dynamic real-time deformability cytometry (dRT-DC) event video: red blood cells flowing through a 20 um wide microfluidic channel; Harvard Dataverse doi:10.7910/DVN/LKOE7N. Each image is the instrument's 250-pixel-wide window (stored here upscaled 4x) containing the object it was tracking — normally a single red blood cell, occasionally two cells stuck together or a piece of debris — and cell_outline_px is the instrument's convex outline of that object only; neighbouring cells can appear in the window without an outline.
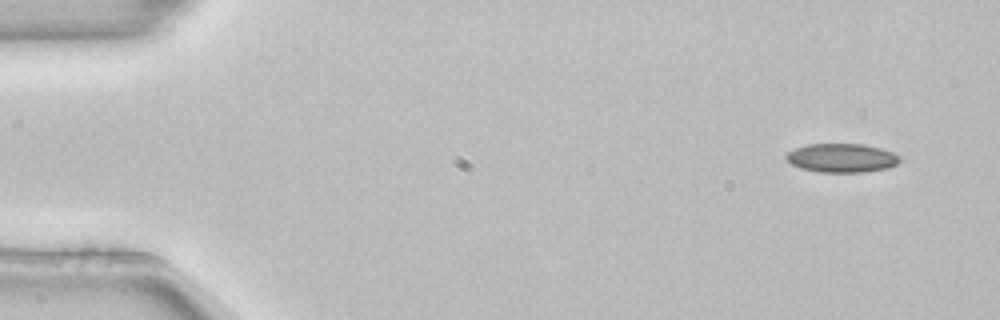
{"species": "common noctule bat (a hibernating species)", "species_latin": "Nyctalus noctula", "temperature_condition": "room temperature", "stored_images_in_passage": 5, "camera_frame_rate_fps": 3000, "um_per_image_px": 0.085, "animal": {"sex": "female", "body_mass_g": 22.7, "forearm_length_mm": 54.2}, "frame": {"image": 1, "passage_image": 1, "time_ms": 0.0, "image_size_px": [1000, 320], "cell_outline_px": [[904, 156], [896, 164], [884, 168], [864, 172], [820, 172], [800, 168], [792, 164], [784, 156], [788, 152], [796, 148], [808, 144], [864, 144], [880, 148]], "centroid_in_image_um": [71.56, 13.42], "position_along_channel_um": 13.4, "area_um2": 19.02}}
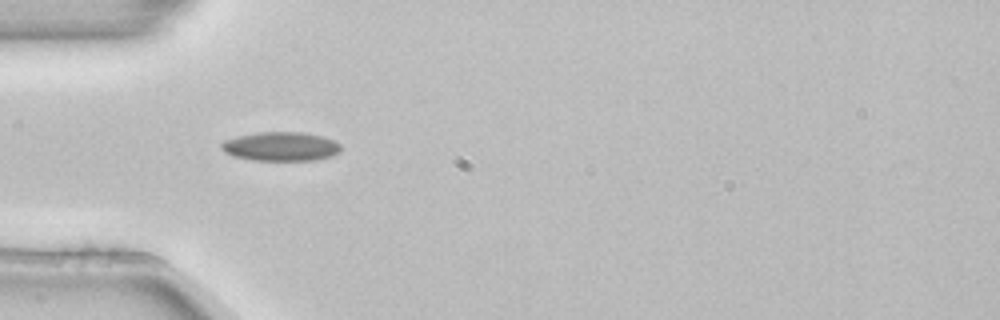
{"frame": {"image": 2, "passage_image": 4, "time_ms": 1.0, "image_size_px": [1000, 320], "cell_outline_px": [[340, 152], [332, 156], [316, 160], [252, 160], [232, 156], [224, 152], [220, 148], [220, 144], [224, 140], [256, 132], [304, 132], [324, 136], [340, 144]], "centroid_in_image_um": [23.86, 12.45], "position_along_channel_um": 61.1, "area_um2": 20.35}}